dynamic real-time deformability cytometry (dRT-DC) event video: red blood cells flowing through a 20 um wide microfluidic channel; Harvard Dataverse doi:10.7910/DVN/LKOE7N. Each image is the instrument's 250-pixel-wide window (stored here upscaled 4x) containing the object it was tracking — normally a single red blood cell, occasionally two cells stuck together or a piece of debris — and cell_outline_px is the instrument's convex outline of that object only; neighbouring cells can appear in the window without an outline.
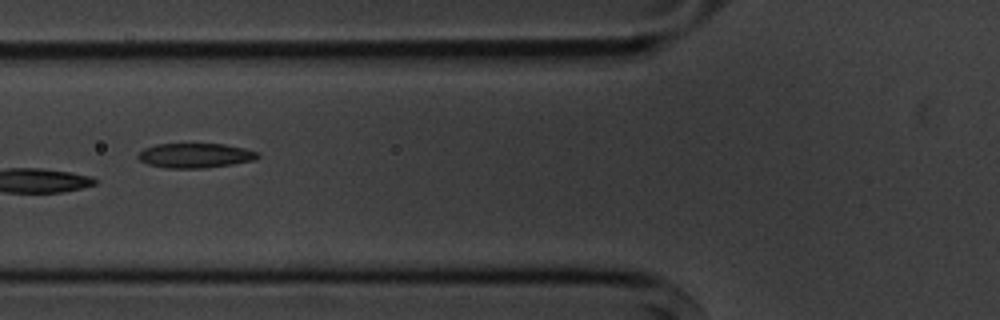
{"species": "common noctule bat (a hibernating species)", "species_latin": "Nyctalus noctula", "temperature_condition": "cold", "stored_images_in_passage": 10, "camera_frame_rate_fps": 3000, "um_per_image_px": 0.085, "animal": {"sex": "male", "body_mass_g": 20.1, "forearm_length_mm": 53.5}, "frame": {"image": 1, "passage_image": 7, "time_ms": 7.0, "image_size_px": [1000, 320], "cell_outline_px": [[260, 156], [256, 160], [232, 164], [204, 168], [164, 168], [148, 164], [140, 160], [136, 156], [144, 148], [156, 144], [224, 144], [244, 148], [260, 152]], "centroid_in_image_um": [16.62, 13.22], "position_along_channel_um": 109.2, "area_um2": 17.28}}